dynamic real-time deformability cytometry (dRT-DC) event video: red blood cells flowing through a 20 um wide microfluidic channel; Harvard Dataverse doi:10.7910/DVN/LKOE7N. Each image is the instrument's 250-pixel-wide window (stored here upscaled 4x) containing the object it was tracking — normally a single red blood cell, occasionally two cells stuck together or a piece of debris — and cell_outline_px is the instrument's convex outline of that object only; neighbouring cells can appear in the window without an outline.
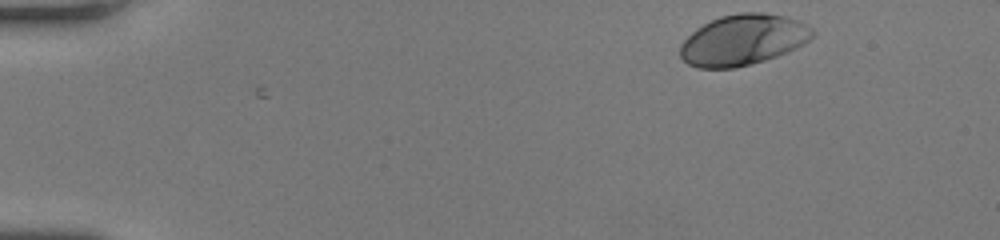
{"species": "human", "species_latin": "Homo sapiens", "temperature_condition": "room temperature", "stored_images_in_passage": 44, "camera_frame_rate_fps": 3000, "um_per_image_px": 0.085, "donor": {"sex": "female"}, "frame": {"image": 1, "passage_image": 1, "time_ms": 0.0, "image_size_px": [1000, 240], "cell_outline_px": [[816, 32], [804, 44], [788, 52], [764, 60], [736, 68], [696, 68], [688, 64], [680, 56], [680, 44], [696, 28], [720, 16], [740, 12], [764, 12], [784, 16], [796, 20], [812, 28]], "centroid_in_image_um": [63.15, 3.39], "position_along_channel_um": 21.9, "area_um2": 39.13}}
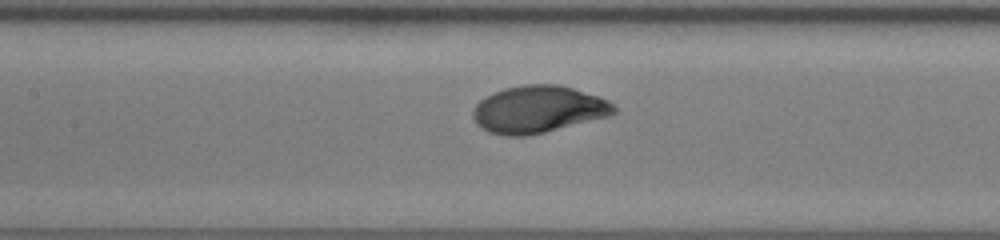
{"frame": {"image": 2, "passage_image": 19, "time_ms": 6.0, "image_size_px": [1000, 240], "cell_outline_px": [[616, 112], [612, 116], [544, 132], [524, 136], [504, 136], [488, 132], [476, 124], [472, 116], [472, 112], [476, 104], [480, 100], [492, 92], [504, 88], [524, 84], [556, 84], [572, 88], [600, 96], [608, 100], [616, 108]], "centroid_in_image_um": [45.75, 9.29], "position_along_channel_um": 161.7, "area_um2": 39.02}}
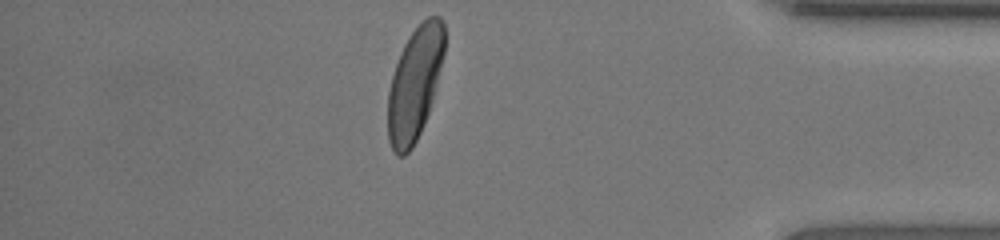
{"frame": {"image": 3, "passage_image": 38, "time_ms": 12.333, "image_size_px": [1000, 240], "cell_outline_px": [[444, 52], [432, 100], [428, 112], [420, 132], [412, 148], [404, 156], [396, 156], [388, 140], [388, 92], [392, 76], [400, 52], [404, 44], [412, 32], [428, 16], [440, 16], [444, 20]], "centroid_in_image_um": [35.24, 7.11], "position_along_channel_um": 400.0, "area_um2": 36.76}, "authors_computed_cell_mechanics": {"area_um2": 37.859, "velocity_mm_per_s": 4.2317, "shape_relaxation_time_tau1_ms": 2.1337, "shape_relaxation_time_tau2_ms": null, "deformation_change_tau1": 0.1722, "deformation_change_tau2": null}}